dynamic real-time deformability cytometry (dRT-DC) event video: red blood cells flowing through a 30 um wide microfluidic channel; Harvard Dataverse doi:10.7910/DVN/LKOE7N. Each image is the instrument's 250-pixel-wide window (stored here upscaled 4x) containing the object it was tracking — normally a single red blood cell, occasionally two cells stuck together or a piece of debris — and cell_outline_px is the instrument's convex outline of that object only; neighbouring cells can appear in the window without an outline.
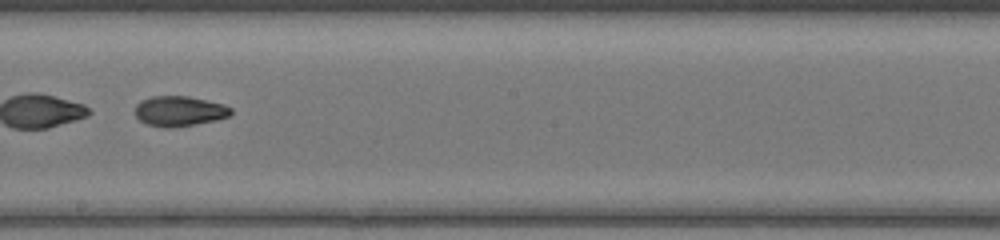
{"species": "common noctule bat (a hibernating species)", "species_latin": "Nyctalus noctula", "temperature_condition": "warm", "stored_images_in_passage": 37, "segment_of_instrument_passage": [2, 2], "camera_frame_rate_fps": 3000, "um_per_image_px": 0.085, "animal": {"sex": "female", "body_mass_g": 17.0, "forearm_length_mm": 48.0}, "frame": {"image": 1, "passage_image": 19, "time_ms": 6.0, "image_size_px": [1000, 240], "cell_outline_px": [[232, 112], [228, 116], [216, 120], [196, 124], [172, 128], [164, 128], [144, 124], [136, 116], [136, 104], [140, 100], [152, 96], [188, 96], [224, 104], [232, 108]], "centroid_in_image_um": [15.23, 9.45], "position_along_channel_um": 233.0, "area_um2": 16.99}}
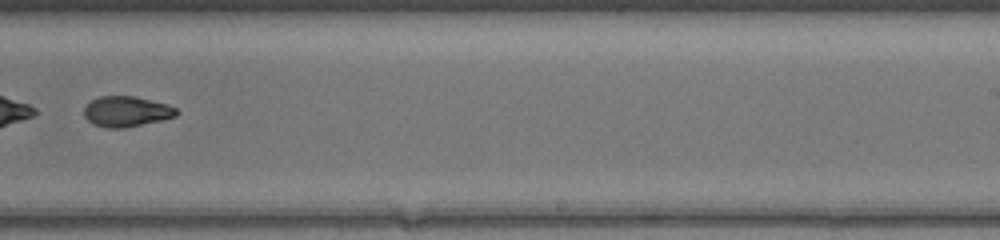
{"frame": {"image": 2, "passage_image": 22, "time_ms": 7.0, "image_size_px": [1000, 240], "cell_outline_px": [[180, 112], [176, 116], [160, 120], [124, 128], [108, 128], [92, 124], [84, 116], [84, 108], [92, 100], [100, 96], [136, 96], [168, 104], [176, 108]], "centroid_in_image_um": [10.76, 9.47], "position_along_channel_um": 278.2, "area_um2": 16.42}}